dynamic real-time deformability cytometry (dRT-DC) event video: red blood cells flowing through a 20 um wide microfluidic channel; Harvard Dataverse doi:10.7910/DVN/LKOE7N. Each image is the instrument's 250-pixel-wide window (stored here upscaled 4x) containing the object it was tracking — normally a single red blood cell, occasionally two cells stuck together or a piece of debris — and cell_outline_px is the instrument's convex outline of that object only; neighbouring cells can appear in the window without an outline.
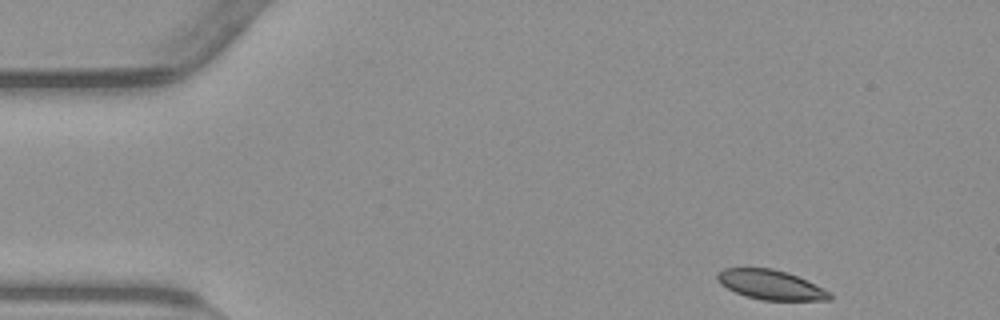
{"species": "common noctule bat (a hibernating species)", "species_latin": "Nyctalus noctula", "temperature_condition": "warm", "stored_images_in_passage": 49, "camera_frame_rate_fps": 3000, "um_per_image_px": 0.085, "animal": {"sex": "male", "body_mass_g": 23.1, "forearm_length_mm": 52.7}, "frame": {"image": 1, "passage_image": 1, "time_ms": 0.0, "image_size_px": [1000, 320], "cell_outline_px": [[832, 300], [764, 300], [744, 296], [720, 284], [716, 280], [716, 272], [724, 268], [772, 268], [788, 272], [832, 292]], "centroid_in_image_um": [65.5, 24.2], "position_along_channel_um": 19.5, "area_um2": 19.48}}
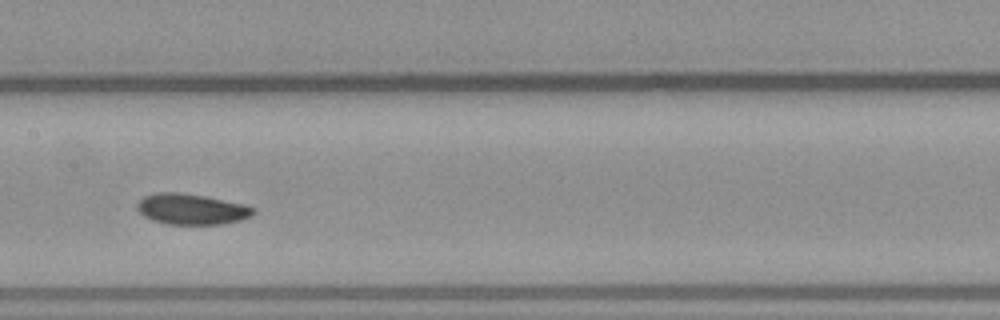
{"frame": {"image": 2, "passage_image": 22, "time_ms": 7.0, "image_size_px": [1000, 320], "cell_outline_px": [[256, 212], [252, 216], [240, 220], [224, 224], [168, 224], [152, 220], [144, 216], [136, 208], [136, 204], [144, 196], [156, 192], [180, 192], [204, 196], [244, 204], [256, 208]], "centroid_in_image_um": [16.29, 17.77], "position_along_channel_um": 191.1, "area_um2": 20.92}}
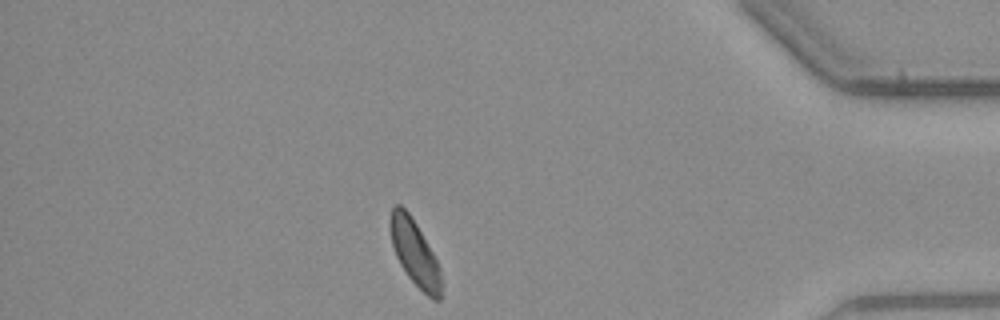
{"frame": {"image": 3, "passage_image": 42, "time_ms": 13.667, "image_size_px": [1000, 320], "cell_outline_px": [[440, 300], [432, 300], [408, 276], [400, 264], [396, 256], [392, 244], [388, 224], [388, 220], [392, 208], [396, 204], [400, 204], [408, 212], [416, 224], [432, 252], [436, 260], [440, 272]], "centroid_in_image_um": [35.2, 21.45], "position_along_channel_um": 400.0, "area_um2": 19.13}, "authors_computed_cell_mechanics": {"area_um2": 20.6346, "velocity_mm_per_s": 3.7715, "shape_relaxation_time_tau1_ms": 1.9836, "shape_relaxation_time_tau2_ms": 2.8116, "deformation_change_tau1": 0.0662, "deformation_change_tau2": 0.0639}}